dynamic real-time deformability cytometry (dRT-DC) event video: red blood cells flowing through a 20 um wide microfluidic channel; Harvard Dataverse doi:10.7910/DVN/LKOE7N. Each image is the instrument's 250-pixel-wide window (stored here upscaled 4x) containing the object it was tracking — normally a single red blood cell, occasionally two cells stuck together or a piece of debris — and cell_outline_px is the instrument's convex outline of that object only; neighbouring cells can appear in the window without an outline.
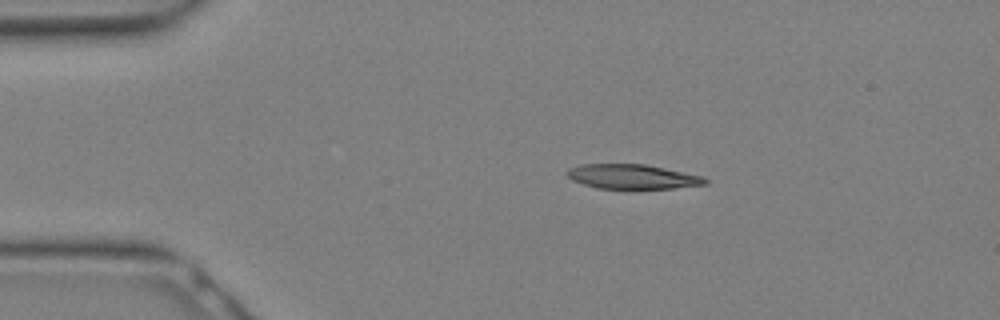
{"species": "Egyptian fruit bat (a non-hibernating species)", "species_latin": "Rousettus aegyptiacus", "temperature_condition": "warm", "stored_images_in_passage": 11, "camera_frame_rate_fps": 3000, "um_per_image_px": 0.085, "animal": {"sex": "female"}, "frame": {"image": 1, "passage_image": 2, "time_ms": 0.333, "image_size_px": [1000, 320], "cell_outline_px": [[708, 184], [672, 188], [596, 188], [572, 180], [564, 172], [568, 168], [580, 164], [644, 164], [704, 176], [708, 180]], "centroid_in_image_um": [53.74, 15.0], "position_along_channel_um": 31.3, "area_um2": 19.71}}
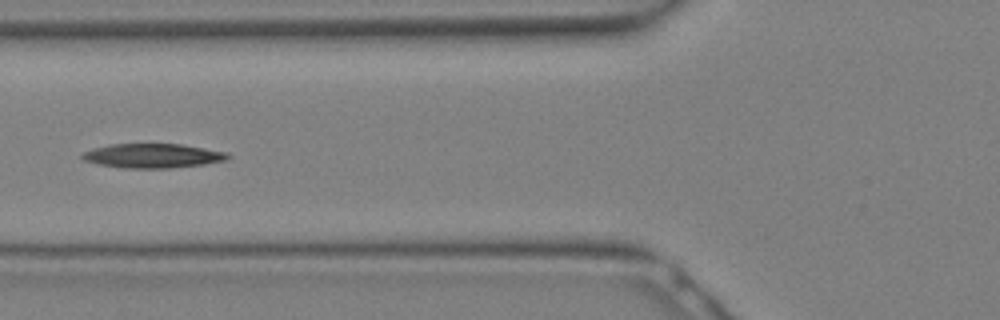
{"frame": {"image": 2, "passage_image": 8, "time_ms": 2.333, "image_size_px": [1000, 320], "cell_outline_px": [[232, 156], [228, 160], [204, 164], [168, 168], [124, 168], [100, 164], [84, 160], [80, 156], [84, 152], [92, 148], [108, 144], [180, 144], [228, 152]], "centroid_in_image_um": [13.01, 13.23], "position_along_channel_um": 112.8, "area_um2": 20.63}}
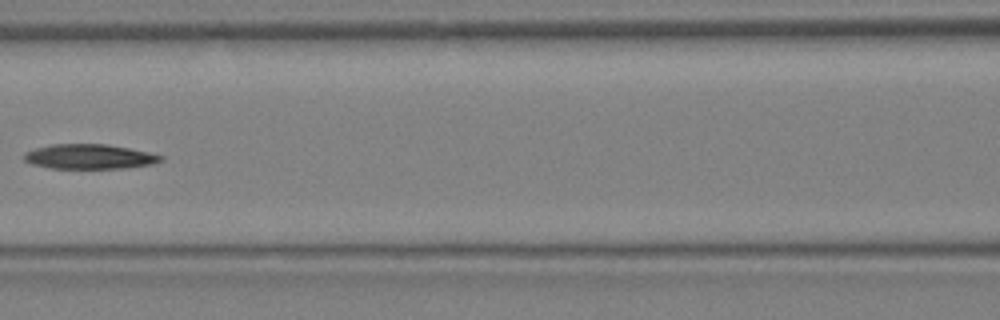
{"frame": {"image": 3, "passage_image": 10, "time_ms": 3.0, "image_size_px": [1000, 320], "cell_outline_px": [[164, 160], [156, 164], [124, 168], [48, 168], [32, 164], [24, 160], [24, 152], [36, 148], [52, 144], [108, 144], [148, 152], [164, 156]], "centroid_in_image_um": [7.63, 13.31], "position_along_channel_um": 159.0, "area_um2": 19.83}}